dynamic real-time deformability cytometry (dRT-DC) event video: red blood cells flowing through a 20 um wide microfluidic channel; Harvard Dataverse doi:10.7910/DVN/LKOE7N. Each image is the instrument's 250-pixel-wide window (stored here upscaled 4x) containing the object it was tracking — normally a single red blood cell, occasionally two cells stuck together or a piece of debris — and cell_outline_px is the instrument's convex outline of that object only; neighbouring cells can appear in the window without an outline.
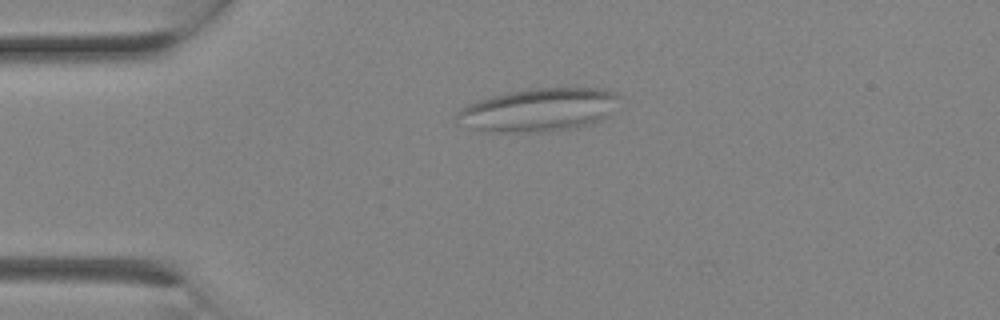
{"species": "Egyptian fruit bat (a non-hibernating species)", "species_latin": "Rousettus aegyptiacus", "temperature_condition": "room temperature", "stored_images_in_passage": 2, "camera_frame_rate_fps": 3000, "um_per_image_px": 0.085, "animal": {"sex": "female"}, "frame": {"image": 1, "passage_image": 2, "time_ms": 0.333, "image_size_px": [1000, 320], "cell_outline_px": [[624, 96], [612, 116], [604, 120], [592, 124], [572, 128], [544, 132], [484, 132], [472, 128], [456, 116], [460, 108], [476, 100], [508, 92], [528, 88], [604, 88], [616, 92]], "centroid_in_image_um": [45.95, 9.33], "position_along_channel_um": 39.1, "area_um2": 41.67}}